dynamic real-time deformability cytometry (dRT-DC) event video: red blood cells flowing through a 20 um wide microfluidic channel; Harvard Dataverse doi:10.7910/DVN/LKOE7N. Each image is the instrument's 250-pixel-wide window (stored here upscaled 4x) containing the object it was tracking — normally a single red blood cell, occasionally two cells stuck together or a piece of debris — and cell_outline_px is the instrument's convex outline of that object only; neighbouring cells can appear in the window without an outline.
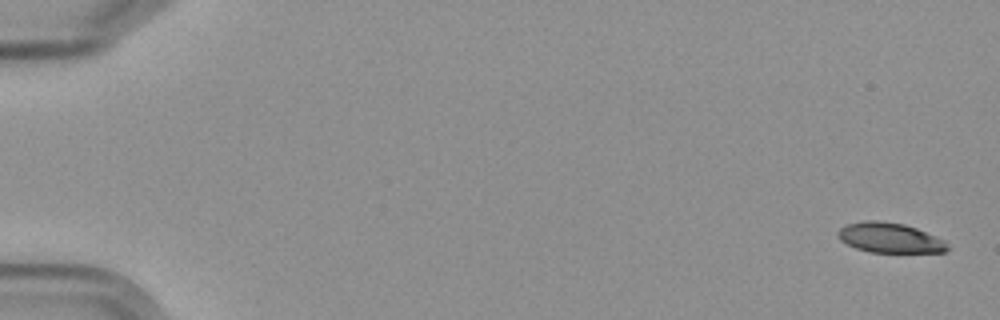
{"species": "Egyptian fruit bat (a non-hibernating species)", "species_latin": "Rousettus aegyptiacus", "temperature_condition": "cold", "stored_images_in_passage": 6, "camera_frame_rate_fps": 3000, "um_per_image_px": 0.085, "frame": {"image": 1, "passage_image": 1, "time_ms": 0.0, "image_size_px": [1000, 320], "cell_outline_px": [[948, 248], [944, 252], [872, 252], [856, 248], [840, 240], [836, 232], [840, 228], [848, 224], [864, 220], [876, 220], [904, 224], [916, 228], [936, 236], [944, 240]], "centroid_in_image_um": [75.61, 20.2], "position_along_channel_um": 9.4, "area_um2": 18.96}}
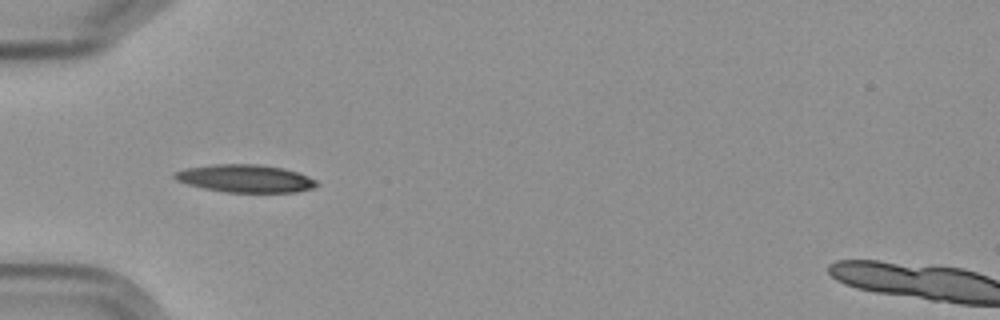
{"frame": {"image": 2, "passage_image": 5, "time_ms": 6.0, "image_size_px": [1000, 320], "cell_outline_px": [[320, 184], [312, 188], [296, 192], [228, 192], [204, 188], [188, 184], [176, 180], [172, 176], [176, 172], [184, 168], [212, 164], [256, 164], [284, 168], [308, 176], [316, 180]], "centroid_in_image_um": [20.85, 15.16], "position_along_channel_um": 64.1, "area_um2": 22.89}}
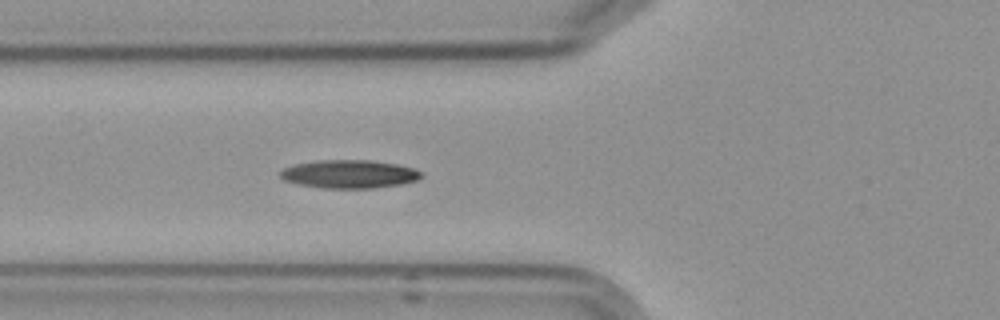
{"frame": {"image": 3, "passage_image": 6, "time_ms": 7.0, "image_size_px": [1000, 320], "cell_outline_px": [[424, 176], [416, 180], [400, 184], [372, 188], [324, 188], [300, 184], [284, 180], [280, 176], [280, 172], [284, 168], [296, 164], [320, 160], [368, 160], [396, 164], [412, 168], [424, 172]], "centroid_in_image_um": [29.71, 14.79], "position_along_channel_um": 96.1, "area_um2": 23.0}}